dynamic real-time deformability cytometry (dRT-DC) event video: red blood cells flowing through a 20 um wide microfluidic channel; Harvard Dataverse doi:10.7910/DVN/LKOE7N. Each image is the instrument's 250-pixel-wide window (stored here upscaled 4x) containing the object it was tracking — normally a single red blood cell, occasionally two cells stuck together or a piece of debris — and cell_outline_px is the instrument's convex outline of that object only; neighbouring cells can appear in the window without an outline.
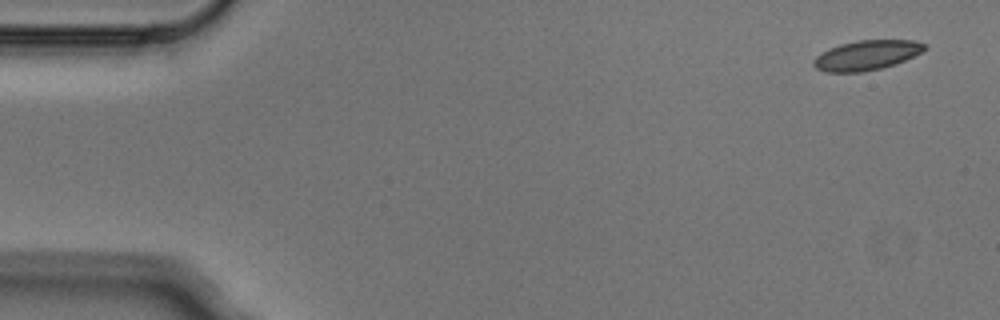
{"species": "Egyptian fruit bat (a non-hibernating species)", "species_latin": "Rousettus aegyptiacus", "temperature_condition": "cold", "stored_images_in_passage": 5, "segment_of_instrument_passage": [1, 2], "camera_frame_rate_fps": 3000, "um_per_image_px": 0.085, "animal": {"sex": "male"}, "frame": {"image": 1, "passage_image": 1, "time_ms": 0.0, "image_size_px": [1000, 320], "cell_outline_px": [[928, 48], [896, 64], [864, 72], [824, 72], [816, 68], [812, 64], [812, 60], [820, 52], [828, 48], [840, 44], [856, 40], [916, 40], [928, 44]], "centroid_in_image_um": [73.64, 4.69], "position_along_channel_um": 11.4, "area_um2": 19.48}}
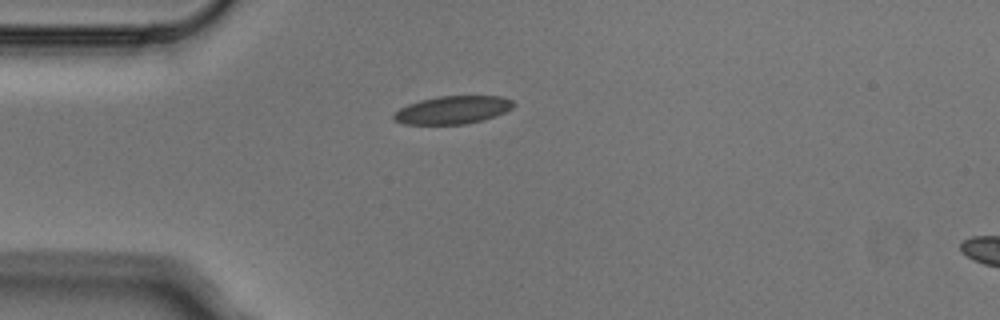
{"frame": {"image": 2, "passage_image": 4, "time_ms": 1.0, "image_size_px": [1000, 320], "cell_outline_px": [[516, 104], [512, 108], [496, 116], [464, 124], [404, 124], [392, 120], [392, 116], [400, 108], [408, 104], [420, 100], [440, 96], [504, 96], [512, 100]], "centroid_in_image_um": [38.48, 9.34], "position_along_channel_um": 46.5, "area_um2": 19.48}}